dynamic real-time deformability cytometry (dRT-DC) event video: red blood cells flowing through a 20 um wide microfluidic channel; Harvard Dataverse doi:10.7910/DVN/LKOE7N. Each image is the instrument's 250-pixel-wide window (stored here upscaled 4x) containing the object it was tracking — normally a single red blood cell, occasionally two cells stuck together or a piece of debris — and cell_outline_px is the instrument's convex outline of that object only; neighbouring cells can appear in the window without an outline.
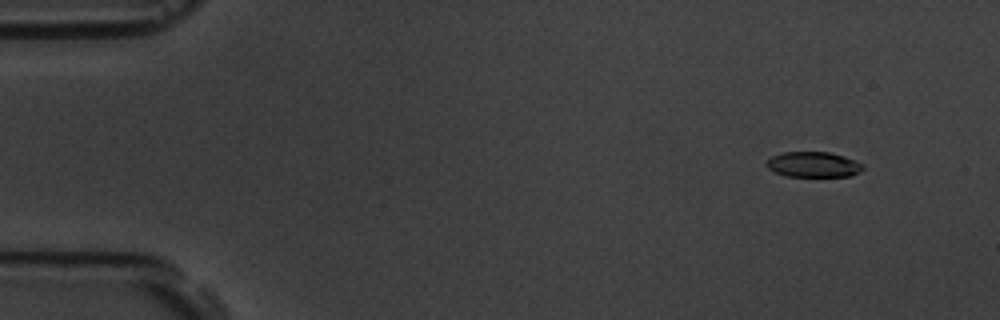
{"species": "common noctule bat (a hibernating species)", "species_latin": "Nyctalus noctula", "temperature_condition": "room temperature", "stored_images_in_passage": 5, "camera_frame_rate_fps": 3000, "um_per_image_px": 0.085, "animal": {"sex": "male", "body_mass_g": 19.5, "forearm_length_mm": 54.6}, "frame": {"image": 1, "passage_image": 2, "time_ms": 1.333, "image_size_px": [1000, 320], "cell_outline_px": [[864, 168], [852, 176], [784, 176], [768, 168], [764, 164], [772, 156], [780, 152], [828, 152], [844, 156], [864, 164]], "centroid_in_image_um": [69.12, 13.98], "position_along_channel_um": 15.9, "area_um2": 14.28}}
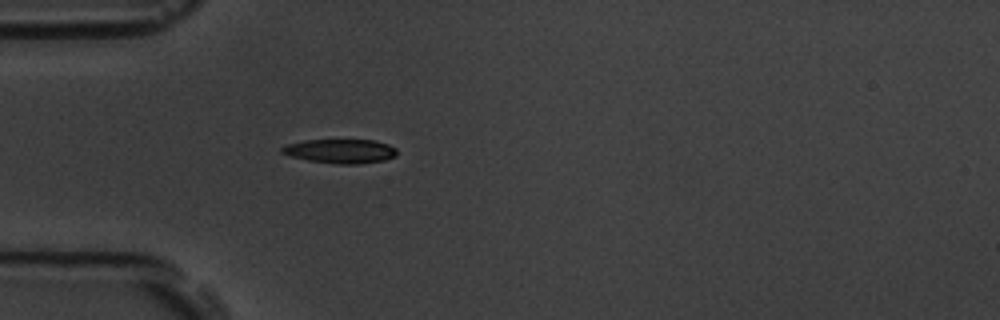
{"frame": {"image": 2, "passage_image": 5, "time_ms": 5.333, "image_size_px": [1000, 320], "cell_outline_px": [[396, 156], [384, 160], [360, 164], [336, 164], [308, 160], [292, 156], [280, 152], [280, 148], [288, 144], [304, 140], [372, 140], [388, 144], [396, 148]], "centroid_in_image_um": [28.94, 12.85], "position_along_channel_um": 56.1, "area_um2": 16.13}}